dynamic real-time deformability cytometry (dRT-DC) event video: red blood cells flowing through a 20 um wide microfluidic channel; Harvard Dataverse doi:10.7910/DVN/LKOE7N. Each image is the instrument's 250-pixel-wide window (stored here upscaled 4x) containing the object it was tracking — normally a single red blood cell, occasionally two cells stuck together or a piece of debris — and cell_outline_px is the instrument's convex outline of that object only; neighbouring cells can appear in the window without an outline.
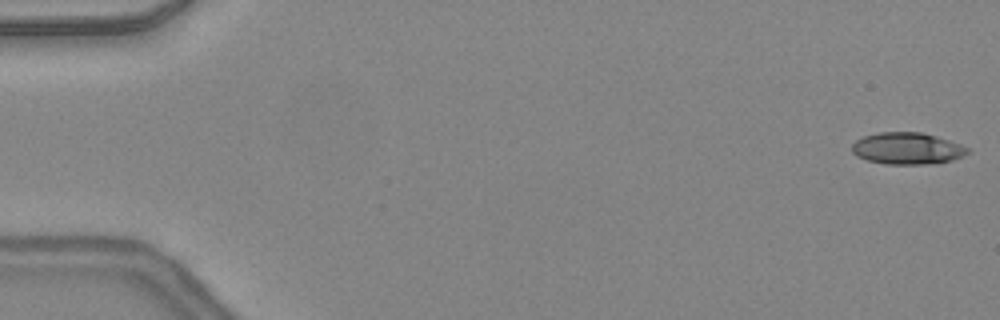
{"species": "common noctule bat (a hibernating species)", "species_latin": "Nyctalus noctula", "temperature_condition": "warm", "stored_images_in_passage": 12, "camera_frame_rate_fps": 3000, "um_per_image_px": 0.085, "animal": {"sex": "female", "body_mass_g": 24.6, "forearm_length_mm": 56.2}, "frame": {"image": 1, "passage_image": 1, "time_ms": 0.0, "image_size_px": [1000, 320], "cell_outline_px": [[968, 152], [952, 160], [936, 164], [888, 164], [868, 160], [856, 156], [852, 152], [852, 144], [856, 140], [864, 136], [880, 132], [920, 132], [936, 136], [960, 144], [968, 148]], "centroid_in_image_um": [77.09, 12.62], "position_along_channel_um": 7.9, "area_um2": 21.27}}